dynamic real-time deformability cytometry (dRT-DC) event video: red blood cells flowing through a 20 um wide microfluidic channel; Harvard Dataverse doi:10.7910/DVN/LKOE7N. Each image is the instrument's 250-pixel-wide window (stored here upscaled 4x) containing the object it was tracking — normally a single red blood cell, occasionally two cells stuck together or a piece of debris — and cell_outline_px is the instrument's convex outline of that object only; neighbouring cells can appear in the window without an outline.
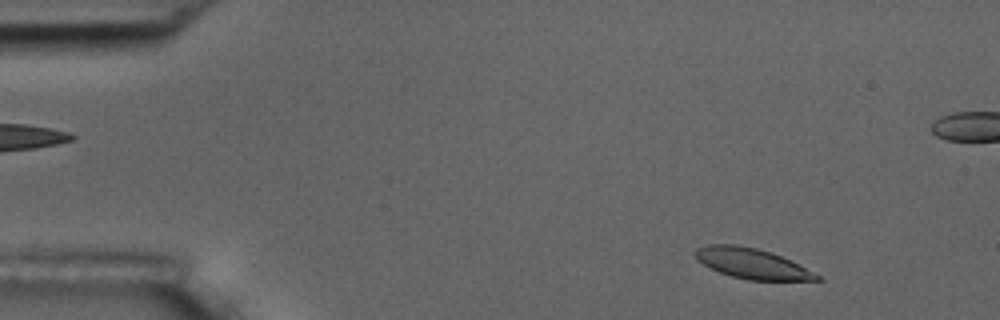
{"species": "common noctule bat (a hibernating species)", "species_latin": "Nyctalus noctula", "temperature_condition": "room temperature", "stored_images_in_passage": 55, "camera_frame_rate_fps": 3000, "um_per_image_px": 0.085, "animal": {"sex": "male", "body_mass_g": 17.5, "forearm_length_mm": 52.3}, "frame": {"image": 1, "passage_image": 4, "time_ms": 1.0, "image_size_px": [1000, 320], "cell_outline_px": [[824, 280], [748, 280], [732, 276], [720, 272], [696, 260], [692, 252], [696, 248], [708, 244], [736, 244], [756, 248], [772, 252], [820, 276]], "centroid_in_image_um": [63.83, 22.38], "position_along_channel_um": 21.2, "area_um2": 21.21}}
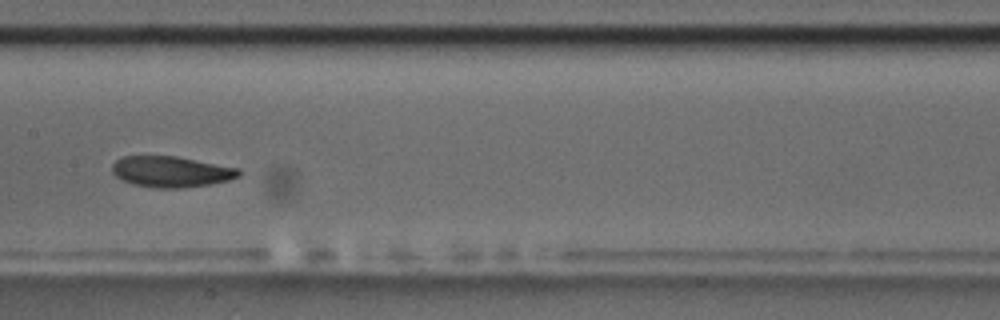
{"frame": {"image": 2, "passage_image": 26, "time_ms": 8.333, "image_size_px": [1000, 320], "cell_outline_px": [[240, 176], [228, 180], [208, 184], [180, 188], [156, 188], [132, 184], [116, 176], [112, 172], [112, 164], [120, 156], [176, 156], [240, 168]], "centroid_in_image_um": [14.53, 14.58], "position_along_channel_um": 192.9, "area_um2": 22.77}}
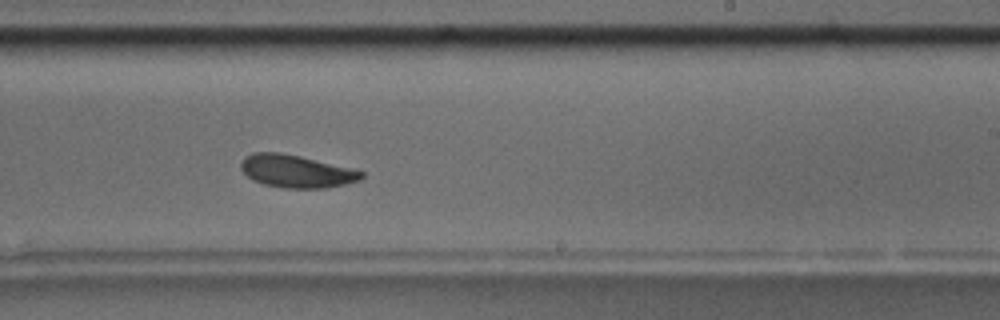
{"frame": {"image": 3, "passage_image": 32, "time_ms": 10.333, "image_size_px": [1000, 320], "cell_outline_px": [[364, 176], [360, 180], [344, 184], [324, 188], [284, 188], [264, 184], [252, 180], [240, 168], [240, 164], [244, 156], [252, 152], [280, 152], [300, 156], [352, 168], [364, 172]], "centroid_in_image_um": [25.17, 14.55], "position_along_channel_um": 263.8, "area_um2": 23.0}, "authors_computed_cell_mechanics": {"area_um2": 22.9466, "velocity_mm_per_s": 3.5544, "shape_relaxation_time_tau1_ms": 7.6784, "shape_relaxation_time_tau2_ms": null, "deformation_change_tau1": 0.2142, "deformation_change_tau2": null}}